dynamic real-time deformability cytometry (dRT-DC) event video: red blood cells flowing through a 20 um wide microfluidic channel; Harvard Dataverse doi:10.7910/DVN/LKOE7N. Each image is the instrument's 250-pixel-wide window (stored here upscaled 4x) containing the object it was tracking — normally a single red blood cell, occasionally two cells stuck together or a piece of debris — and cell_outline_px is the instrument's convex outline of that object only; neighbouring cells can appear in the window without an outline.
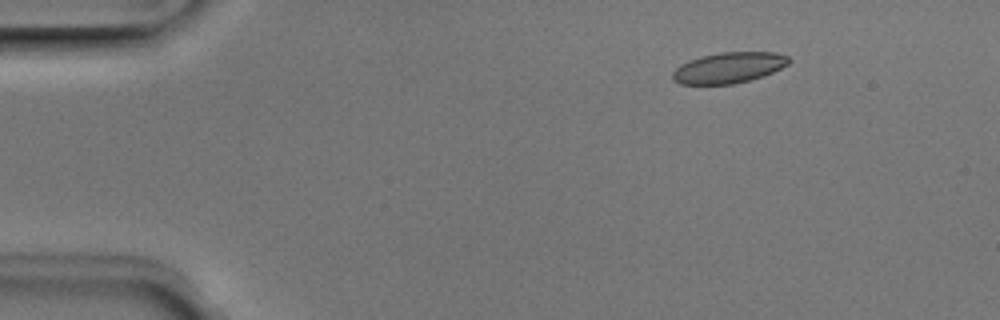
{"species": "Egyptian fruit bat (a non-hibernating species)", "species_latin": "Rousettus aegyptiacus", "temperature_condition": "room temperature", "stored_images_in_passage": 5, "camera_frame_rate_fps": 3000, "um_per_image_px": 0.085, "animal": {"sex": "male"}, "frame": {"image": 1, "passage_image": 2, "time_ms": 0.333, "image_size_px": [1000, 320], "cell_outline_px": [[792, 60], [788, 64], [772, 72], [748, 80], [732, 84], [680, 84], [672, 80], [672, 72], [680, 64], [688, 60], [700, 56], [720, 52], [776, 52], [788, 56]], "centroid_in_image_um": [61.91, 5.74], "position_along_channel_um": 23.1, "area_um2": 20.87}}